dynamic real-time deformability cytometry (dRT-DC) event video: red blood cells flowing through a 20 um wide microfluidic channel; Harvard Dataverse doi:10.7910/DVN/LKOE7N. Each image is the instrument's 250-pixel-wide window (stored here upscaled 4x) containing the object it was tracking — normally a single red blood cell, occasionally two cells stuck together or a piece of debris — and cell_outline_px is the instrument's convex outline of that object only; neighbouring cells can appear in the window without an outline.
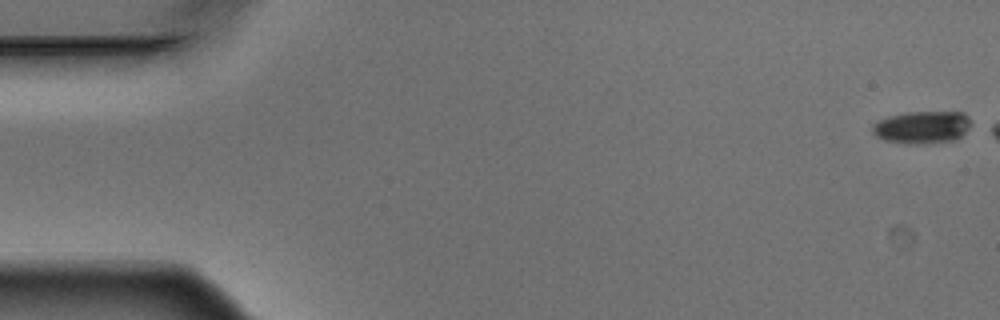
{"species": "Egyptian fruit bat (a non-hibernating species)", "species_latin": "Rousettus aegyptiacus", "temperature_condition": "warm", "stored_images_in_passage": 3, "camera_frame_rate_fps": 3000, "um_per_image_px": 0.085, "animal": {"sex": "male"}, "frame": {"image": 1, "passage_image": 1, "time_ms": 0.0, "image_size_px": [1000, 320], "cell_outline_px": [[976, 124], [956, 140], [916, 144], [908, 144], [884, 140], [876, 136], [872, 132], [872, 124], [880, 120], [892, 116], [908, 112], [964, 112]], "centroid_in_image_um": [78.46, 10.82], "position_along_channel_um": 6.5, "area_um2": 18.9}}